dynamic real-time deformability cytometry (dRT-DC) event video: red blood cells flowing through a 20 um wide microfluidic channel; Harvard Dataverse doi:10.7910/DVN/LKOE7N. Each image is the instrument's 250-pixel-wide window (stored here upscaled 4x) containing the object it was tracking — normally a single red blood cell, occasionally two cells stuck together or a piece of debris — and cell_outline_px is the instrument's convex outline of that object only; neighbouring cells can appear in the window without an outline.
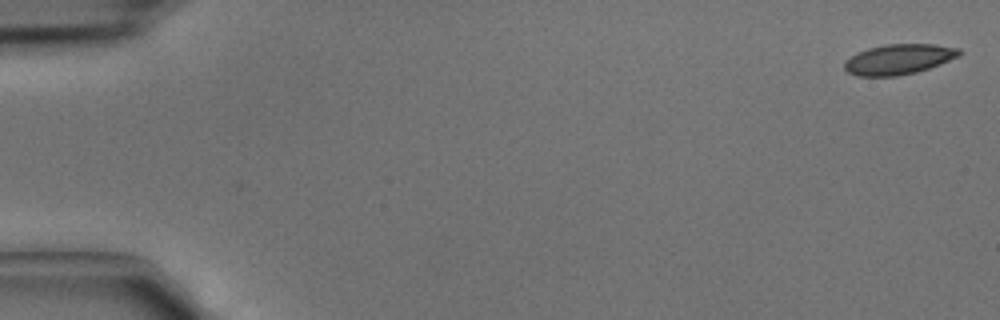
{"species": "common noctule bat (a hibernating species)", "species_latin": "Nyctalus noctula", "temperature_condition": "cold", "stored_images_in_passage": 8, "camera_frame_rate_fps": 3000, "um_per_image_px": 0.085, "animal": {"sex": "male", "body_mass_g": 15.6}, "frame": {"image": 1, "passage_image": 1, "time_ms": 0.0, "image_size_px": [1000, 320], "cell_outline_px": [[964, 52], [960, 56], [940, 64], [916, 72], [896, 76], [856, 76], [848, 72], [844, 68], [844, 60], [856, 52], [868, 48], [884, 44], [936, 44], [960, 48]], "centroid_in_image_um": [76.4, 5.03], "position_along_channel_um": 8.6, "area_um2": 20.52}}